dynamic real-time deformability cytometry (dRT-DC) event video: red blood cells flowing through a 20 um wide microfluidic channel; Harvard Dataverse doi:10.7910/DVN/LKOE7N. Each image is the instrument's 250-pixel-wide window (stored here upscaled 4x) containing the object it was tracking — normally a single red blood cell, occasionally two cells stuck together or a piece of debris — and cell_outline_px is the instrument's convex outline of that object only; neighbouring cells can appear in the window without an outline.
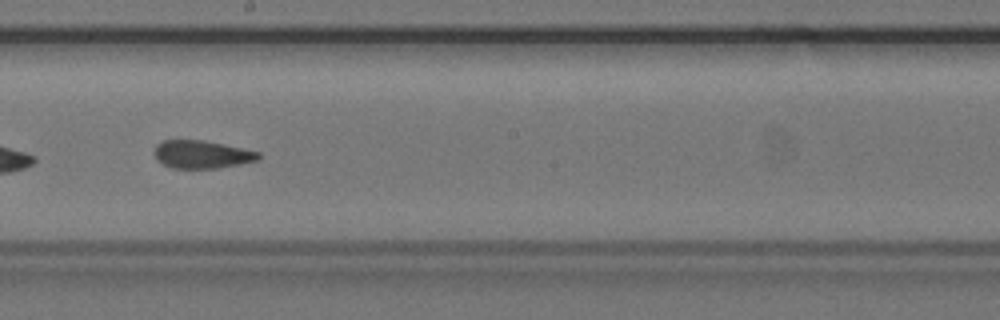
{"species": "common noctule bat (a hibernating species)", "species_latin": "Nyctalus noctula", "temperature_condition": "cold", "stored_images_in_passage": 43, "camera_frame_rate_fps": 3000, "um_per_image_px": 0.085, "animal": {"sex": "female", "body_mass_g": 24.6, "forearm_length_mm": 56.2}, "frame": {"image": 1, "passage_image": 19, "time_ms": 6.0, "image_size_px": [1000, 320], "cell_outline_px": [[260, 156], [256, 160], [240, 164], [216, 168], [172, 168], [156, 160], [156, 144], [164, 140], [204, 140], [260, 152]], "centroid_in_image_um": [17.15, 13.12], "position_along_channel_um": 231.1, "area_um2": 16.7}, "authors_computed_cell_mechanics": {"area_um2": 18.3226, "velocity_mm_per_s": 3.67, "shape_relaxation_time_tau1_ms": null, "shape_relaxation_time_tau2_ms": 1.559, "deformation_change_tau1": null, "deformation_change_tau2": 0.0678}}